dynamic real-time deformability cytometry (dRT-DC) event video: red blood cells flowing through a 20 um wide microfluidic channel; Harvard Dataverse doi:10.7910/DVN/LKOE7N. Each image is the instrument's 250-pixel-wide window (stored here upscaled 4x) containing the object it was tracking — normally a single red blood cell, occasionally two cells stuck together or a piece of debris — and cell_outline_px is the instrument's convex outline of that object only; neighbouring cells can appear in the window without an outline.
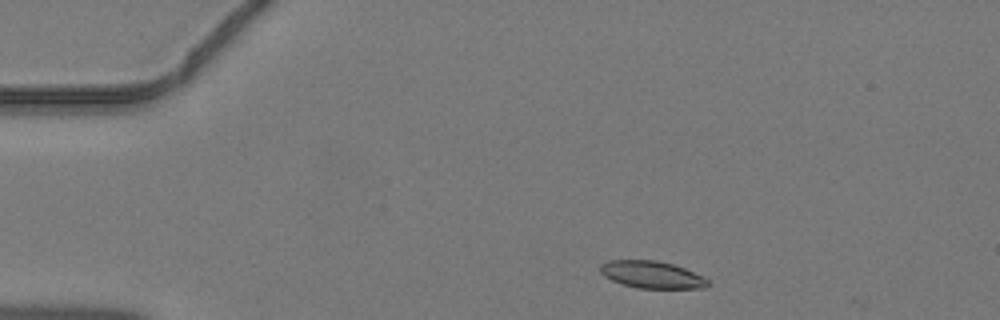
{"species": "common noctule bat (a hibernating species)", "species_latin": "Nyctalus noctula", "temperature_condition": "warm", "stored_images_in_passage": 39, "camera_frame_rate_fps": 3000, "um_per_image_px": 0.085, "animal": {"sex": "male", "body_mass_g": 19.2, "forearm_length_mm": 51.8}, "frame": {"image": 1, "passage_image": 2, "time_ms": 0.333, "image_size_px": [1000, 320], "cell_outline_px": [[708, 284], [704, 288], [636, 288], [612, 280], [604, 276], [600, 272], [600, 264], [608, 260], [656, 260], [672, 264], [684, 268], [704, 276], [708, 280]], "centroid_in_image_um": [55.39, 23.34], "position_along_channel_um": 29.6, "area_um2": 16.99}}
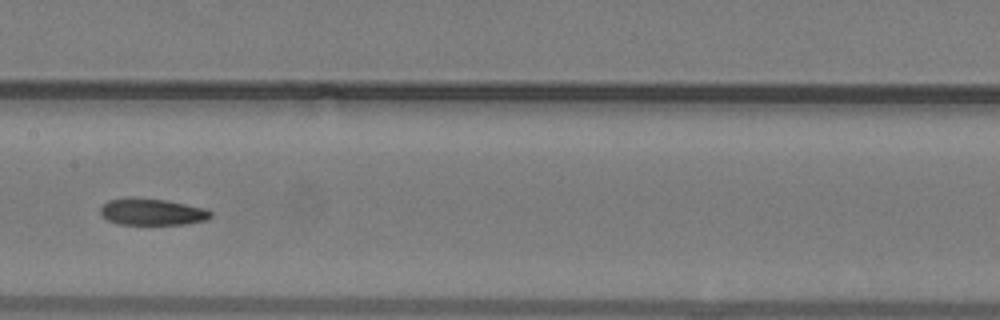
{"frame": {"image": 2, "passage_image": 17, "time_ms": 5.333, "image_size_px": [1000, 320], "cell_outline_px": [[212, 216], [204, 220], [184, 224], [120, 224], [108, 220], [100, 212], [100, 208], [108, 200], [164, 200], [208, 208], [212, 212]], "centroid_in_image_um": [13.01, 18.04], "position_along_channel_um": 194.4, "area_um2": 16.36}}
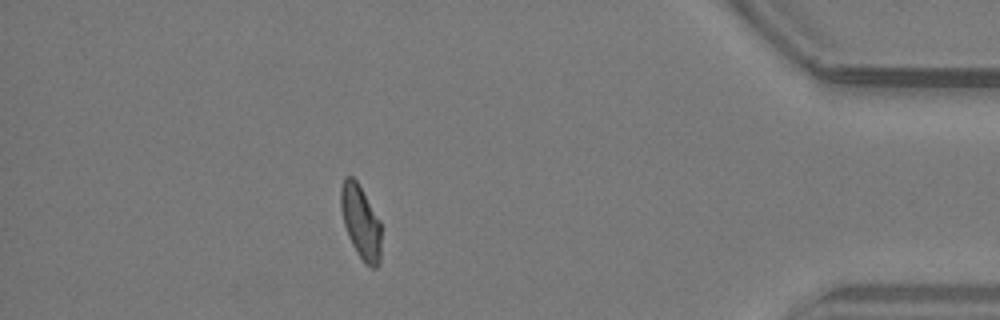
{"frame": {"image": 3, "passage_image": 34, "time_ms": 11.0, "image_size_px": [1000, 320], "cell_outline_px": [[380, 264], [376, 268], [372, 268], [364, 264], [356, 252], [348, 236], [344, 224], [340, 208], [340, 188], [344, 176], [352, 176], [356, 180], [380, 220]], "centroid_in_image_um": [30.65, 18.88], "position_along_channel_um": 404.6, "area_um2": 17.46}}